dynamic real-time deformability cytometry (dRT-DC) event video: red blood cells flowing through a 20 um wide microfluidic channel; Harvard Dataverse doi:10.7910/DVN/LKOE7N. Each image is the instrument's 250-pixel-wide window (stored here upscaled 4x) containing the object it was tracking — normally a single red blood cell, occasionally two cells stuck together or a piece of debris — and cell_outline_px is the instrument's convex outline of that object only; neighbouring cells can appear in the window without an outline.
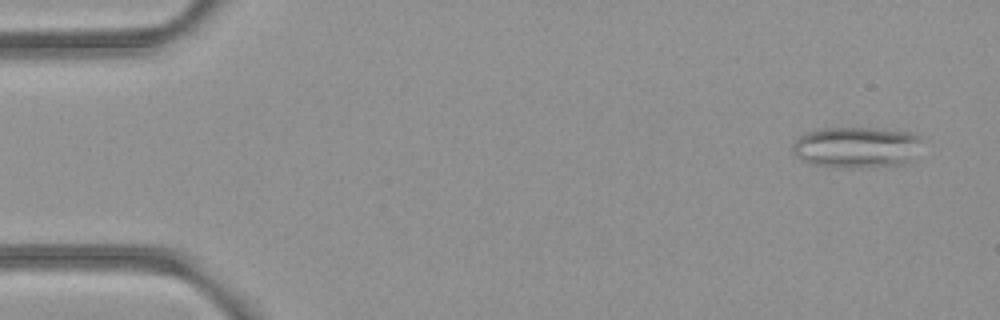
{"species": "common noctule bat (a hibernating species)", "species_latin": "Nyctalus noctula", "temperature_condition": "room temperature", "stored_images_in_passage": 5, "camera_frame_rate_fps": 3000, "um_per_image_px": 0.085, "animal": {"sex": "female", "body_mass_g": 21.9}, "frame": {"image": 1, "passage_image": 1, "time_ms": 0.0, "image_size_px": [1000, 320], "cell_outline_px": [[924, 140], [908, 164], [860, 168], [840, 168], [812, 164], [796, 156], [792, 152], [792, 144], [800, 136], [808, 132], [824, 128], [876, 128], [916, 132], [924, 136]], "centroid_in_image_um": [72.88, 12.52], "position_along_channel_um": 12.1, "area_um2": 31.67}}